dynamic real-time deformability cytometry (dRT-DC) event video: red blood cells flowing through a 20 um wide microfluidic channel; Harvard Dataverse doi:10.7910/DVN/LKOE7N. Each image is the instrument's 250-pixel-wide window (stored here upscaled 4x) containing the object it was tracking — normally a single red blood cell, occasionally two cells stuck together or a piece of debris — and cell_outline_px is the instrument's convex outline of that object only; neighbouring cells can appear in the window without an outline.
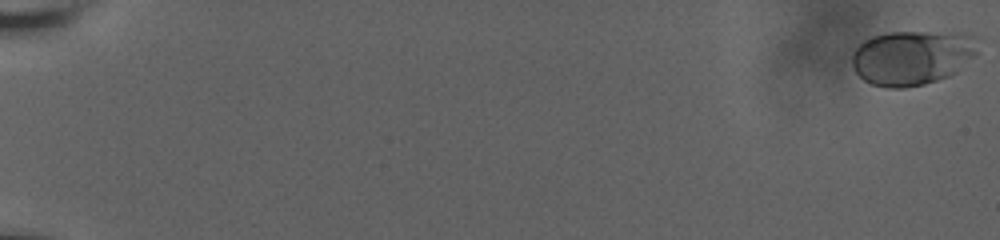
{"species": "human", "species_latin": "Homo sapiens", "temperature_condition": "room temperature", "stored_images_in_passage": 44, "camera_frame_rate_fps": 3000, "um_per_image_px": 0.085, "donor": {"sex": "male"}, "frame": {"image": 1, "passage_image": 1, "time_ms": 0.0, "image_size_px": [1000, 240], "cell_outline_px": [[980, 36], [976, 56], [956, 72], [948, 76], [924, 84], [904, 88], [888, 88], [872, 84], [864, 80], [856, 72], [852, 64], [852, 52], [864, 40], [872, 36], [888, 32], [968, 32]], "centroid_in_image_um": [77.6, 4.86], "position_along_channel_um": 7.4, "area_um2": 40.81}}
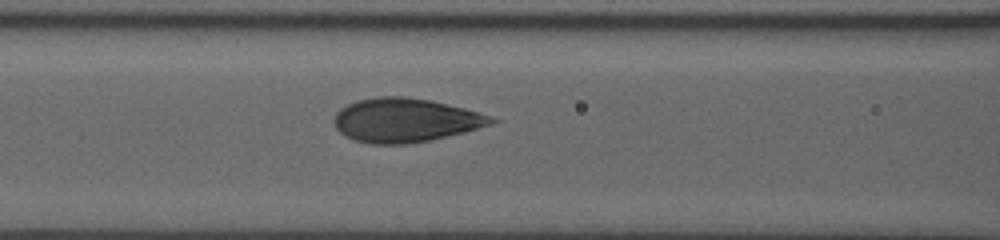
{"frame": {"image": 2, "passage_image": 33, "time_ms": 9.667, "image_size_px": [1000, 240], "cell_outline_px": [[500, 120], [492, 124], [464, 132], [428, 140], [408, 144], [372, 144], [352, 140], [344, 136], [336, 128], [332, 120], [336, 112], [340, 108], [348, 104], [360, 100], [380, 96], [404, 96], [432, 100], [464, 108], [492, 116]], "centroid_in_image_um": [34.43, 10.22], "position_along_channel_um": 132.2, "area_um2": 40.34}}
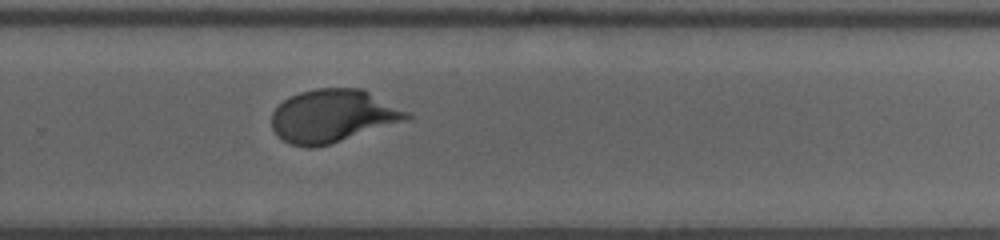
{"frame": {"image": 3, "passage_image": 44, "time_ms": 14.333, "image_size_px": [1000, 240], "cell_outline_px": [[412, 116], [408, 120], [328, 144], [312, 148], [308, 148], [288, 144], [276, 136], [272, 128], [272, 112], [288, 96], [300, 92], [316, 88], [364, 88], [408, 112]], "centroid_in_image_um": [28.26, 9.85], "position_along_channel_um": 301.5, "area_um2": 41.73}}